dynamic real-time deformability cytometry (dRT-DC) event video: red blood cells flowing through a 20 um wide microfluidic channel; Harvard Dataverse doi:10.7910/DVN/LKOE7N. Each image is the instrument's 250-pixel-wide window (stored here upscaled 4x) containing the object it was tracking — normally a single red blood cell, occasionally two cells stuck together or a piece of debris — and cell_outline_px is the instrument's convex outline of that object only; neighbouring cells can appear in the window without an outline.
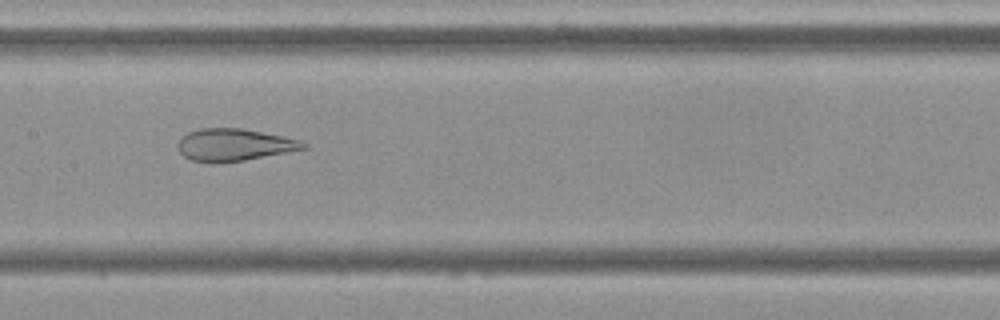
{"species": "Egyptian fruit bat (a non-hibernating species)", "species_latin": "Rousettus aegyptiacus", "temperature_condition": "cold", "stored_images_in_passage": 43, "camera_frame_rate_fps": 3000, "um_per_image_px": 0.085, "frame": {"image": 1, "passage_image": 15, "time_ms": 4.667, "image_size_px": [1000, 320], "cell_outline_px": [[308, 148], [244, 160], [220, 164], [212, 164], [188, 160], [180, 152], [176, 144], [188, 132], [200, 128], [240, 128], [300, 140], [308, 144]], "centroid_in_image_um": [19.85, 12.34], "position_along_channel_um": 187.5, "area_um2": 23.64}}
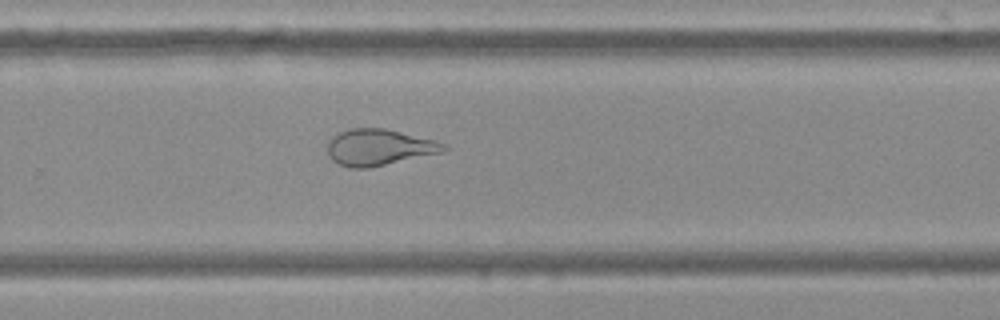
{"frame": {"image": 2, "passage_image": 24, "time_ms": 7.667, "image_size_px": [1000, 320], "cell_outline_px": [[452, 148], [444, 152], [368, 168], [352, 168], [340, 164], [332, 160], [328, 156], [328, 140], [332, 136], [348, 128], [384, 128], [436, 140], [448, 144]], "centroid_in_image_um": [32.26, 12.51], "position_along_channel_um": 297.5, "area_um2": 24.85}}
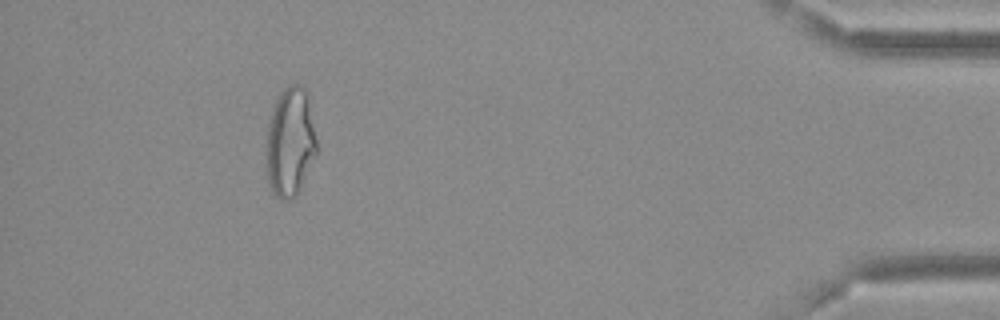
{"frame": {"image": 3, "passage_image": 38, "time_ms": 12.333, "image_size_px": [1000, 320], "cell_outline_px": [[316, 152], [300, 188], [296, 196], [292, 200], [280, 200], [272, 192], [268, 180], [264, 164], [268, 124], [272, 108], [280, 92], [288, 84], [300, 84], [308, 88], [316, 140]], "centroid_in_image_um": [24.64, 12.05], "position_along_channel_um": 410.6, "area_um2": 32.71}, "authors_computed_cell_mechanics": {"area_um2": 28.611, "velocity_mm_per_s": 3.6796, "shape_relaxation_time_tau1_ms": null, "shape_relaxation_time_tau2_ms": 0.9825, "deformation_change_tau1": null, "deformation_change_tau2": 0.0892}}